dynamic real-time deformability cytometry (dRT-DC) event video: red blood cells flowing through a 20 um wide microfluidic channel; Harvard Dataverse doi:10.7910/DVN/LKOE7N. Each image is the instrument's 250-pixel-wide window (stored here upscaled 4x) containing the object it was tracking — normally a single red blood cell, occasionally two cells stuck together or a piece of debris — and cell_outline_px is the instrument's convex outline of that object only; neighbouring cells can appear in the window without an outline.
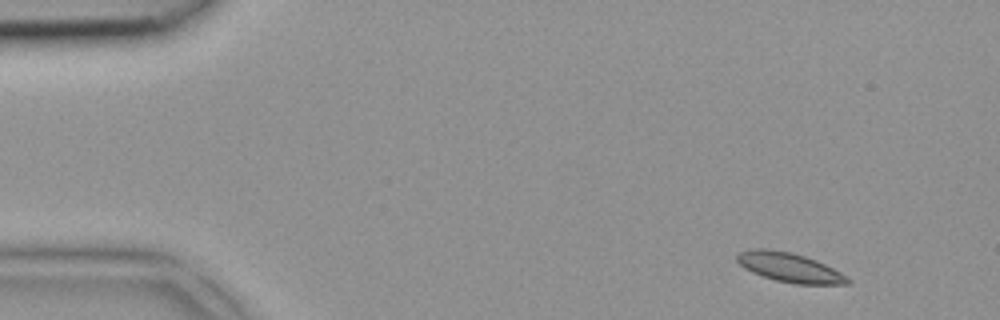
{"species": "common noctule bat (a hibernating species)", "species_latin": "Nyctalus noctula", "temperature_condition": "room temperature", "stored_images_in_passage": 3, "camera_frame_rate_fps": 3000, "um_per_image_px": 0.085, "animal": {"sex": "female", "body_mass_g": 18.4}, "frame": {"image": 1, "passage_image": 1, "time_ms": 0.0, "image_size_px": [1000, 320], "cell_outline_px": [[852, 284], [796, 284], [776, 280], [752, 272], [744, 268], [736, 260], [736, 252], [752, 248], [768, 248], [792, 252], [816, 260], [848, 276], [852, 280]], "centroid_in_image_um": [67.1, 22.72], "position_along_channel_um": 17.9, "area_um2": 19.07}}